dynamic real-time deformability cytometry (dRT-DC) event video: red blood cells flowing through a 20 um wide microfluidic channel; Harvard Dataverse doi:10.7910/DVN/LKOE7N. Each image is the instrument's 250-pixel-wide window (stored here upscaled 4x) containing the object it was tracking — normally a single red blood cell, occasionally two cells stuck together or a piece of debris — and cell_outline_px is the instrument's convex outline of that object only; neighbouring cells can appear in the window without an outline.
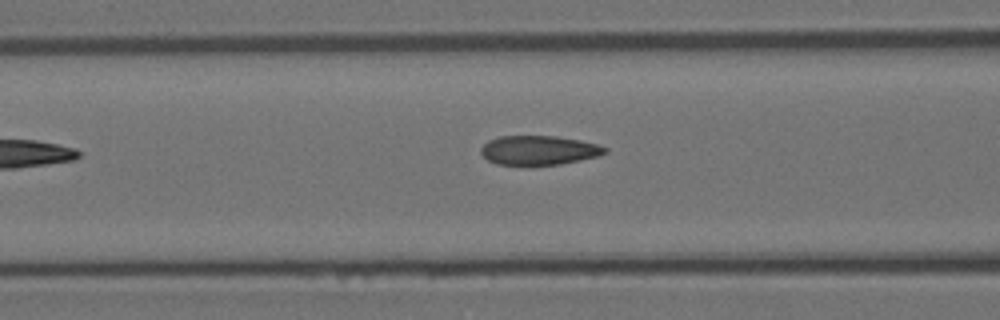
{"species": "Egyptian fruit bat (a non-hibernating species)", "species_latin": "Rousettus aegyptiacus", "temperature_condition": "room temperature", "stored_images_in_passage": 4, "camera_frame_rate_fps": 3000, "um_per_image_px": 0.085, "animal": {"sex": "female"}, "frame": {"image": 1, "passage_image": 3, "time_ms": 0.667, "image_size_px": [1000, 320], "cell_outline_px": [[608, 152], [600, 156], [560, 164], [532, 168], [496, 164], [488, 160], [480, 152], [480, 148], [488, 140], [500, 136], [556, 136], [580, 140], [596, 144], [608, 148]], "centroid_in_image_um": [45.78, 12.81], "position_along_channel_um": 120.8, "area_um2": 21.96}}